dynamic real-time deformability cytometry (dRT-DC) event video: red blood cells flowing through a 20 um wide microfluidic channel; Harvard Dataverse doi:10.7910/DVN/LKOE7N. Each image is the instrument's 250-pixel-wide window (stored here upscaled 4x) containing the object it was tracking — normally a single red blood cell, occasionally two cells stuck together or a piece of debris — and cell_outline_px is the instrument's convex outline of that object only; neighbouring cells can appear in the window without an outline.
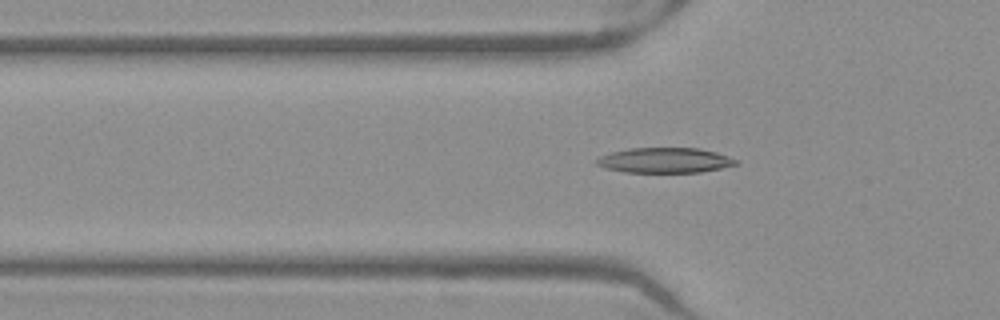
{"species": "Egyptian fruit bat (a non-hibernating species)", "species_latin": "Rousettus aegyptiacus", "temperature_condition": "warm", "stored_images_in_passage": 51, "camera_frame_rate_fps": 3000, "um_per_image_px": 0.085, "frame": {"image": 1, "passage_image": 17, "time_ms": 5.333, "image_size_px": [1000, 320], "cell_outline_px": [[740, 164], [700, 172], [624, 172], [604, 168], [596, 164], [596, 160], [600, 156], [612, 152], [628, 148], [700, 148], [716, 152], [740, 160]], "centroid_in_image_um": [56.54, 13.62], "position_along_channel_um": 69.3, "area_um2": 20.52}}
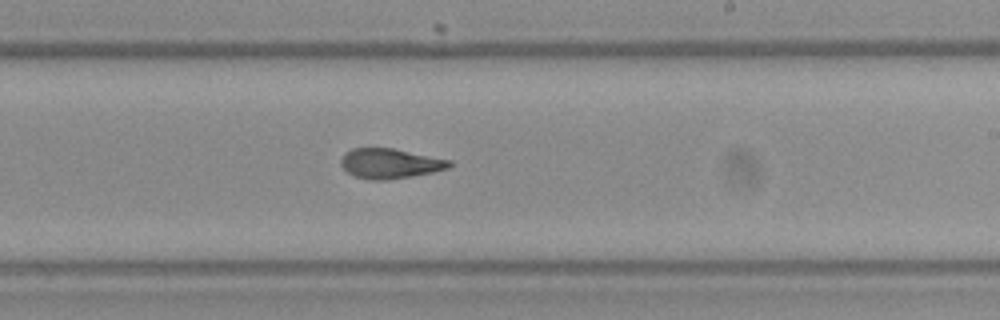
{"frame": {"image": 2, "passage_image": 31, "time_ms": 10.0, "image_size_px": [1000, 320], "cell_outline_px": [[452, 164], [448, 168], [432, 172], [412, 176], [388, 180], [368, 180], [352, 176], [340, 164], [340, 160], [344, 152], [352, 148], [392, 148], [452, 160]], "centroid_in_image_um": [33.12, 13.9], "position_along_channel_um": 255.9, "area_um2": 19.07}}
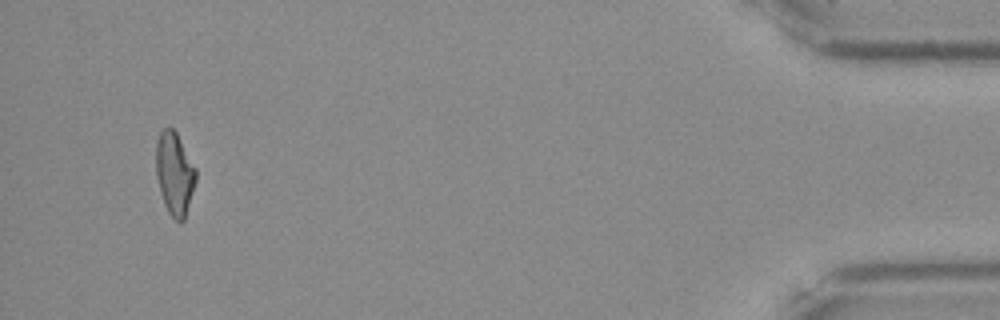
{"frame": {"image": 3, "passage_image": 49, "time_ms": 16.0, "image_size_px": [1000, 320], "cell_outline_px": [[196, 180], [184, 220], [180, 224], [168, 212], [164, 204], [160, 192], [156, 176], [156, 144], [160, 132], [164, 128], [172, 128], [176, 132], [196, 168]], "centroid_in_image_um": [14.83, 14.77], "position_along_channel_um": 420.4, "area_um2": 19.13}, "authors_computed_cell_mechanics": {"area_um2": 19.4786, "velocity_mm_per_s": 3.9827, "shape_relaxation_time_tau1_ms": null, "shape_relaxation_time_tau2_ms": 1.9605, "deformation_change_tau1": null, "deformation_change_tau2": 0.0999}}